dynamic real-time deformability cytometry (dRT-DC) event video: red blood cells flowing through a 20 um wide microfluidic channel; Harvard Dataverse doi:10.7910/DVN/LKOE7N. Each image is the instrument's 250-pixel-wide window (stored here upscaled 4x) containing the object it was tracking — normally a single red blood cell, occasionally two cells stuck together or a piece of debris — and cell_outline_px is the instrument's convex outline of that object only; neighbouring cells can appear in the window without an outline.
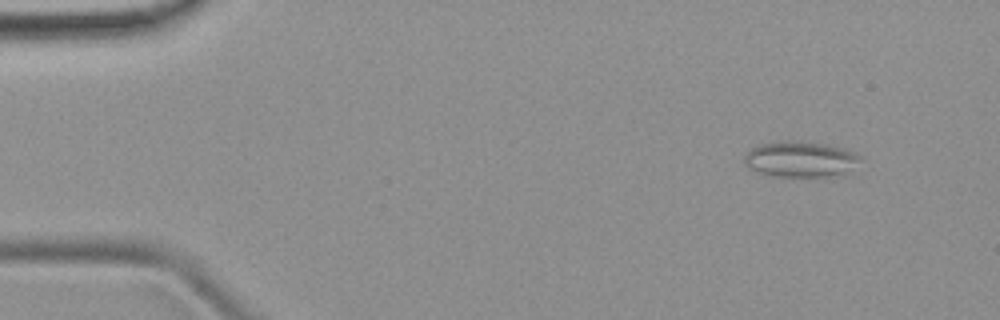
{"species": "common noctule bat (a hibernating species)", "species_latin": "Nyctalus noctula", "temperature_condition": "room temperature", "stored_images_in_passage": 4, "camera_frame_rate_fps": 3000, "um_per_image_px": 0.085, "animal": {"sex": "female", "body_mass_g": 19.9}, "frame": {"image": 1, "passage_image": 1, "time_ms": 0.0, "image_size_px": [1000, 320], "cell_outline_px": [[864, 156], [860, 160], [844, 172], [824, 180], [772, 176], [748, 168], [744, 164], [744, 156], [752, 148], [760, 144], [784, 140], [800, 140], [828, 144], [844, 148]], "centroid_in_image_um": [68.05, 13.56], "position_along_channel_um": 17.0, "area_um2": 25.09}}